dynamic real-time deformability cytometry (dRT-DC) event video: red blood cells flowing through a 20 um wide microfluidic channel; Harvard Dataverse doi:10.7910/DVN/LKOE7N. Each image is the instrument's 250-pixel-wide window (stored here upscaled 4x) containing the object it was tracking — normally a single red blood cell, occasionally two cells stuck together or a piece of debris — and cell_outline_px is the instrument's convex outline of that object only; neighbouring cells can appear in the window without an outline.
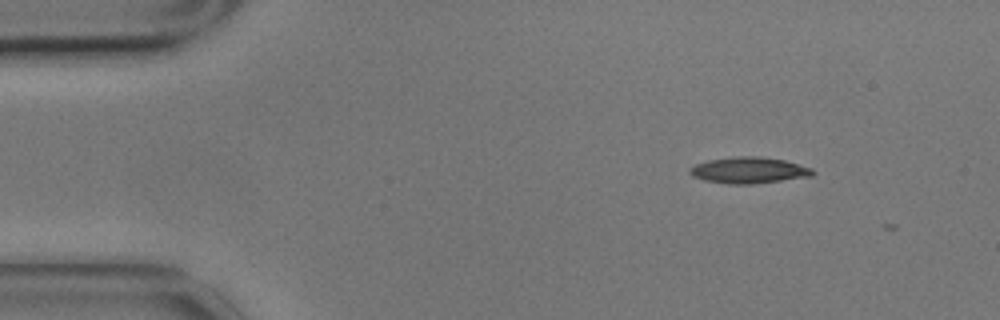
{"species": "common noctule bat (a hibernating species)", "species_latin": "Nyctalus noctula", "temperature_condition": "cold", "stored_images_in_passage": 2, "camera_frame_rate_fps": 3000, "um_per_image_px": 0.085, "animal": {"sex": "male", "body_mass_g": 17.9}, "frame": {"image": 1, "passage_image": 1, "time_ms": 0.0, "image_size_px": [1000, 320], "cell_outline_px": [[816, 172], [812, 176], [752, 184], [728, 184], [704, 180], [692, 176], [688, 172], [688, 168], [696, 164], [708, 160], [736, 156], [760, 156], [784, 160], [812, 168]], "centroid_in_image_um": [63.63, 14.47], "position_along_channel_um": 21.4, "area_um2": 18.84}}